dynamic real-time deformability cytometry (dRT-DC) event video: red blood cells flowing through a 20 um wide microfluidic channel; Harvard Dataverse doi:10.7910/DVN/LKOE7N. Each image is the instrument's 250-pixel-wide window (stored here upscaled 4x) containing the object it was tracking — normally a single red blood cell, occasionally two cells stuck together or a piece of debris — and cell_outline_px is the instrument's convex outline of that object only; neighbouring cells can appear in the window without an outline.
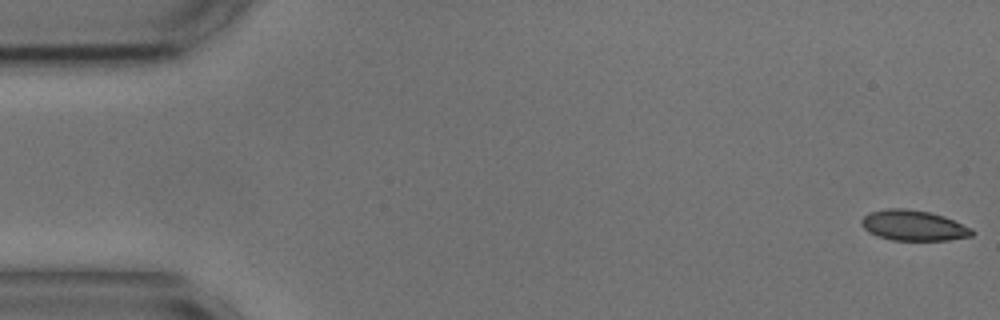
{"species": "common noctule bat (a hibernating species)", "species_latin": "Nyctalus noctula", "temperature_condition": "cold", "stored_images_in_passage": 55, "camera_frame_rate_fps": 3000, "um_per_image_px": 0.085, "animal": {"sex": "male", "body_mass_g": 17.9, "forearm_length_mm": 54.2}, "frame": {"image": 1, "passage_image": 1, "time_ms": 0.0, "image_size_px": [1000, 320], "cell_outline_px": [[976, 232], [972, 236], [948, 240], [892, 240], [876, 236], [868, 232], [864, 228], [860, 220], [864, 216], [872, 212], [888, 208], [904, 208], [928, 212], [944, 216], [972, 228]], "centroid_in_image_um": [77.66, 19.17], "position_along_channel_um": 7.3, "area_um2": 19.59}}
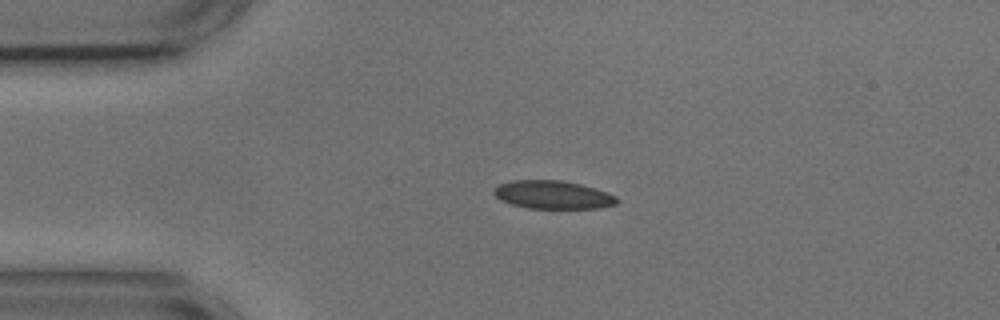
{"frame": {"image": 2, "passage_image": 12, "time_ms": 3.667, "image_size_px": [1000, 320], "cell_outline_px": [[620, 200], [616, 204], [596, 208], [528, 208], [512, 204], [500, 200], [492, 192], [500, 184], [512, 180], [560, 180], [580, 184], [616, 196]], "centroid_in_image_um": [46.97, 16.55], "position_along_channel_um": 38.0, "area_um2": 19.94}}
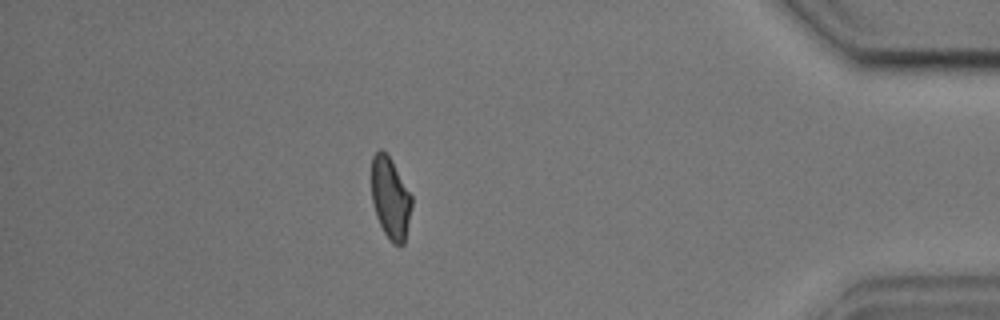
{"frame": {"image": 3, "passage_image": 48, "time_ms": 15.667, "image_size_px": [1000, 320], "cell_outline_px": [[412, 204], [404, 244], [392, 244], [388, 240], [376, 216], [372, 204], [372, 156], [380, 148], [388, 156], [412, 196]], "centroid_in_image_um": [33.17, 16.88], "position_along_channel_um": 402.0, "area_um2": 18.84}, "authors_computed_cell_mechanics": {"area_um2": 20.3456, "velocity_mm_per_s": 3.6154, "shape_relaxation_time_tau1_ms": 4.4546, "shape_relaxation_time_tau2_ms": 1.6022, "deformation_change_tau1": 0.1217, "deformation_change_tau2": 0.0678}}